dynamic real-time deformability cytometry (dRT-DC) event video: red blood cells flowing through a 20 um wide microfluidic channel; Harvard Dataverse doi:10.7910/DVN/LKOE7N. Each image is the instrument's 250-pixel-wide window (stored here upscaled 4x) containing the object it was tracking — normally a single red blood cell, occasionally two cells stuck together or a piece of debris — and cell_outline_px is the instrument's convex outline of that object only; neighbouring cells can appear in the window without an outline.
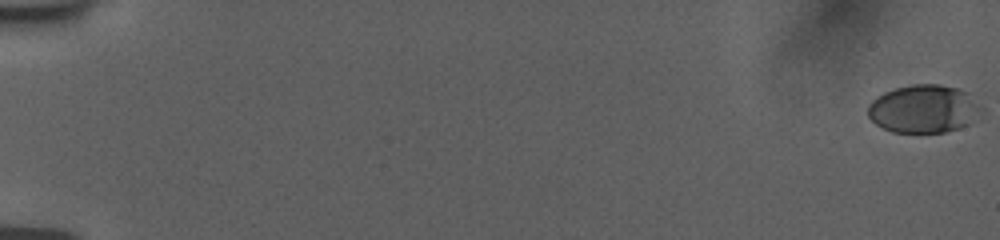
{"species": "human", "species_latin": "Homo sapiens", "temperature_condition": "room temperature", "stored_images_in_passage": 21, "camera_frame_rate_fps": 3000, "um_per_image_px": 0.085, "donor": {"sex": "female"}, "frame": {"image": 1, "passage_image": 1, "time_ms": 0.0, "image_size_px": [1000, 240], "cell_outline_px": [[984, 108], [968, 124], [960, 128], [944, 132], [892, 132], [876, 124], [868, 116], [868, 104], [876, 96], [884, 92], [896, 88], [912, 84], [940, 84], [956, 88], [968, 92]], "centroid_in_image_um": [78.51, 9.24], "position_along_channel_um": 6.5, "area_um2": 31.79}}
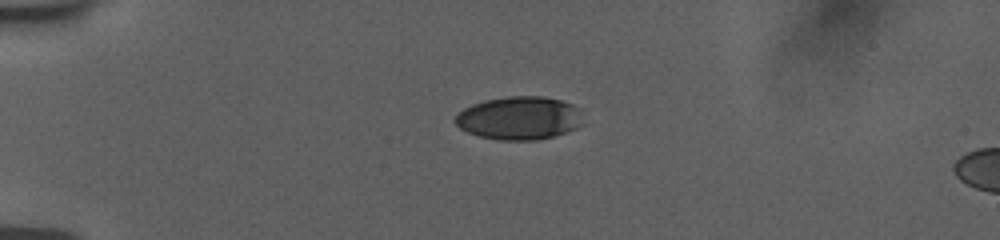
{"frame": {"image": 2, "passage_image": 16, "time_ms": 5.0, "image_size_px": [1000, 240], "cell_outline_px": [[584, 124], [576, 128], [540, 140], [500, 140], [480, 136], [468, 132], [460, 128], [452, 120], [464, 108], [472, 104], [484, 100], [508, 96], [544, 96], [560, 100], [572, 104], [580, 108]], "centroid_in_image_um": [44.16, 10.03], "position_along_channel_um": 40.8, "area_um2": 32.37}}